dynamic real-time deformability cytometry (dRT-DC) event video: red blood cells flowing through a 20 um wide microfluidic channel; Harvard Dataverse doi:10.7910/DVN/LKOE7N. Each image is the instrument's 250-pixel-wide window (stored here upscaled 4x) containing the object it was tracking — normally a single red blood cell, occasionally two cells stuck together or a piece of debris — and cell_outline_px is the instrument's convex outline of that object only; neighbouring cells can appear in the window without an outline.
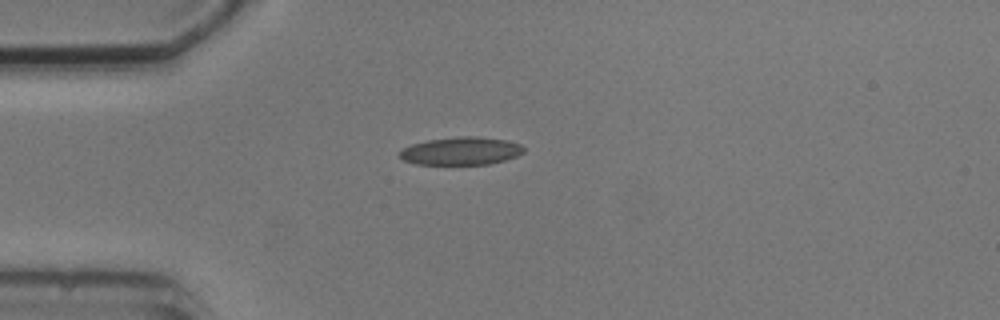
{"species": "common noctule bat (a hibernating species)", "species_latin": "Nyctalus noctula", "temperature_condition": "cold", "stored_images_in_passage": 6, "camera_frame_rate_fps": 3000, "um_per_image_px": 0.085, "animal": {"sex": "male", "body_mass_g": 20.5, "forearm_length_mm": 52.5}, "frame": {"image": 1, "passage_image": 3, "time_ms": 3.667, "image_size_px": [1000, 320], "cell_outline_px": [[524, 152], [516, 156], [504, 160], [488, 164], [416, 164], [404, 160], [400, 156], [400, 152], [404, 148], [412, 144], [428, 140], [460, 136], [476, 136], [504, 140], [520, 144], [524, 148]], "centroid_in_image_um": [39.2, 12.83], "position_along_channel_um": 45.8, "area_um2": 19.88}}
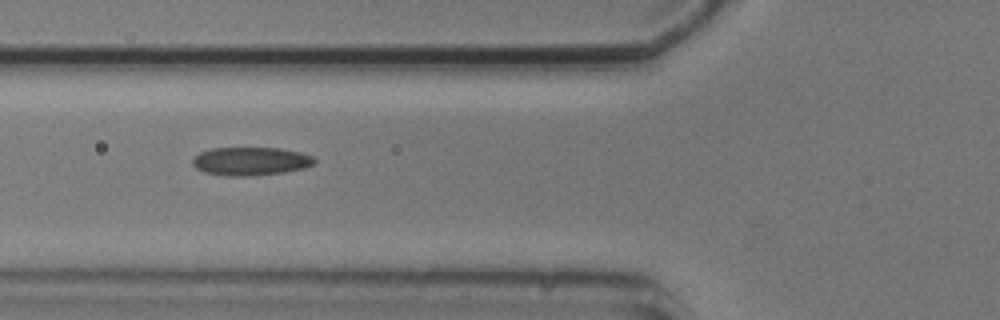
{"frame": {"image": 2, "passage_image": 5, "time_ms": 5.667, "image_size_px": [1000, 320], "cell_outline_px": [[316, 164], [304, 168], [284, 172], [256, 176], [228, 176], [204, 172], [196, 168], [192, 164], [192, 160], [200, 152], [212, 148], [280, 148], [300, 152], [312, 156], [316, 160]], "centroid_in_image_um": [21.33, 13.71], "position_along_channel_um": 104.5, "area_um2": 20.23}}
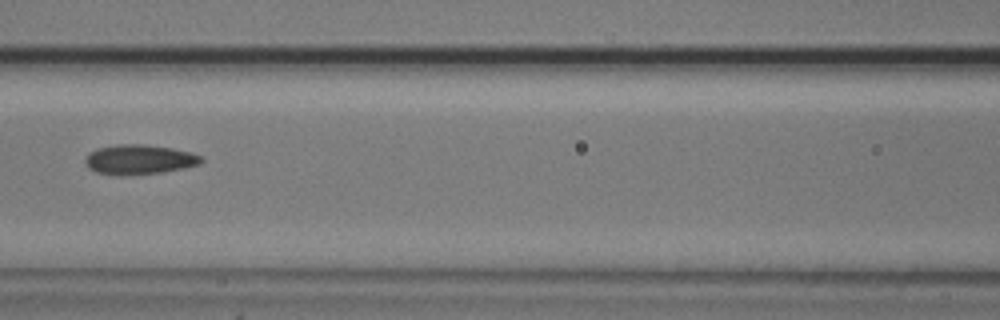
{"frame": {"image": 3, "passage_image": 6, "time_ms": 7.0, "image_size_px": [1000, 320], "cell_outline_px": [[204, 160], [200, 164], [184, 168], [164, 172], [124, 176], [120, 176], [96, 172], [88, 168], [84, 160], [96, 148], [120, 144], [144, 144], [172, 148], [192, 152], [204, 156]], "centroid_in_image_um": [11.88, 13.57], "position_along_channel_um": 154.7, "area_um2": 20.35}}